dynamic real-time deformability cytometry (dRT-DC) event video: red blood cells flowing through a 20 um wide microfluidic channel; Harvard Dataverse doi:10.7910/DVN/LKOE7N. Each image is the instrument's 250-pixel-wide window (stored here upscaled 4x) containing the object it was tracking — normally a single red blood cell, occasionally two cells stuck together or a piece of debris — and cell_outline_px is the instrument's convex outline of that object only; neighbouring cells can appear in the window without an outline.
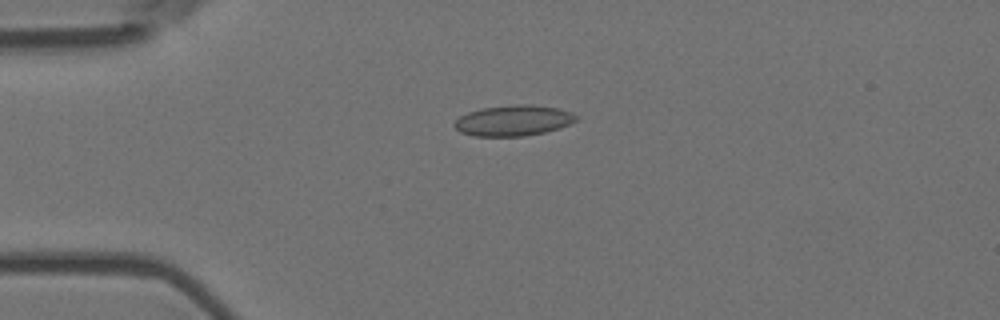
{"species": "Egyptian fruit bat (a non-hibernating species)", "species_latin": "Rousettus aegyptiacus", "temperature_condition": "room temperature", "stored_images_in_passage": 3, "camera_frame_rate_fps": 3000, "um_per_image_px": 0.085, "animal": {"sex": "female"}, "frame": {"image": 1, "passage_image": 3, "time_ms": 0.667, "image_size_px": [1000, 320], "cell_outline_px": [[580, 116], [576, 120], [560, 128], [544, 132], [524, 136], [472, 136], [460, 132], [452, 124], [460, 116], [468, 112], [484, 108], [516, 104], [532, 104], [560, 108], [572, 112]], "centroid_in_image_um": [43.66, 10.24], "position_along_channel_um": 41.3, "area_um2": 21.91}}